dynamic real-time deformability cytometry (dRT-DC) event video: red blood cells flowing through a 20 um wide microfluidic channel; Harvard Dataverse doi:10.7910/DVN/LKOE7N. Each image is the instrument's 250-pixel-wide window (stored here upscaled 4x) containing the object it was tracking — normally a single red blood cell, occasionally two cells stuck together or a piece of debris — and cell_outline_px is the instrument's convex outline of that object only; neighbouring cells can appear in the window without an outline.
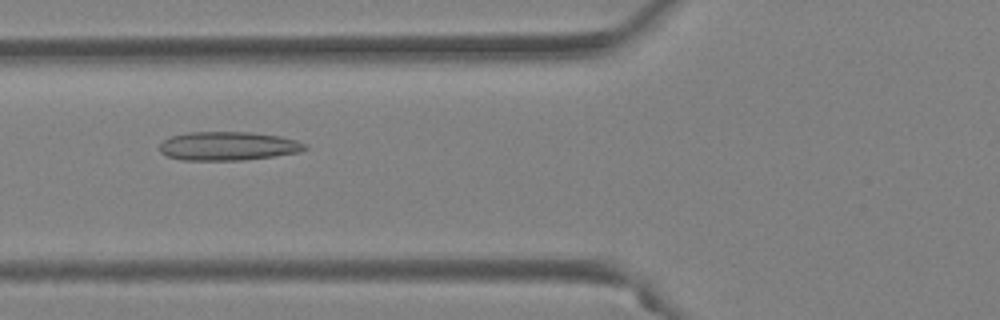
{"species": "Egyptian fruit bat (a non-hibernating species)", "species_latin": "Rousettus aegyptiacus", "temperature_condition": "warm", "stored_images_in_passage": 42, "camera_frame_rate_fps": 3000, "um_per_image_px": 0.085, "animal": {"sex": "female"}, "frame": {"image": 1, "passage_image": 12, "time_ms": 3.667, "image_size_px": [1000, 320], "cell_outline_px": [[308, 148], [300, 152], [244, 160], [180, 160], [168, 156], [160, 152], [160, 144], [164, 140], [172, 136], [188, 132], [248, 132], [280, 136], [296, 140], [308, 144]], "centroid_in_image_um": [19.41, 12.41], "position_along_channel_um": 106.4, "area_um2": 24.33}}
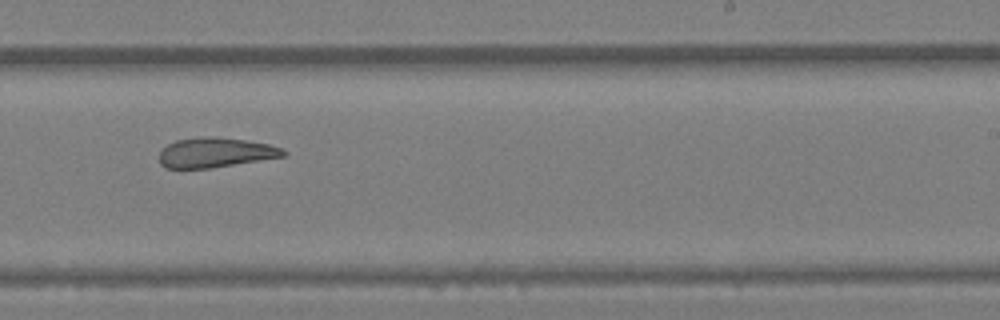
{"frame": {"image": 2, "passage_image": 24, "time_ms": 7.667, "image_size_px": [1000, 320], "cell_outline_px": [[288, 152], [284, 156], [212, 168], [164, 168], [160, 164], [160, 152], [168, 144], [176, 140], [204, 136], [208, 136], [244, 140], [268, 144], [284, 148]], "centroid_in_image_um": [18.32, 12.97], "position_along_channel_um": 270.7, "area_um2": 21.44}}
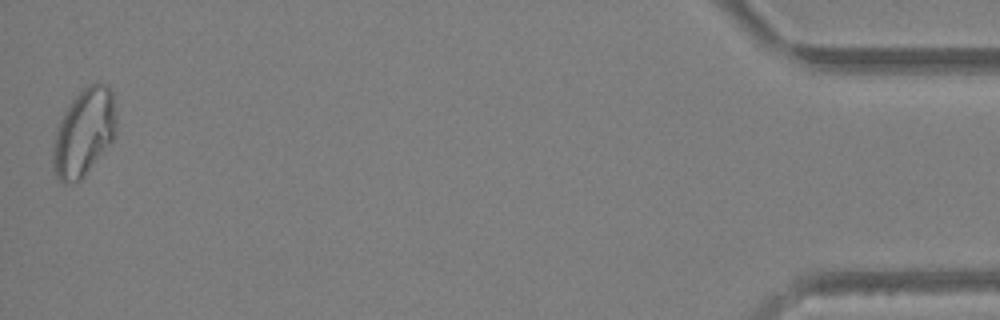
{"frame": {"image": 3, "passage_image": 42, "time_ms": 13.667, "image_size_px": [1000, 320], "cell_outline_px": [[116, 128], [112, 140], [84, 176], [80, 180], [64, 184], [56, 176], [52, 164], [52, 144], [60, 120], [64, 112], [72, 100], [88, 84], [108, 84], [112, 92], [116, 120]], "centroid_in_image_um": [7.11, 11.27], "position_along_channel_um": 428.1, "area_um2": 31.85}, "authors_computed_cell_mechanics": {"area_um2": 25.0563, "velocity_mm_per_s": 4.1129, "shape_relaxation_time_tau1_ms": null, "shape_relaxation_time_tau2_ms": 5.1186, "deformation_change_tau1": null, "deformation_change_tau2": 0.1446}}